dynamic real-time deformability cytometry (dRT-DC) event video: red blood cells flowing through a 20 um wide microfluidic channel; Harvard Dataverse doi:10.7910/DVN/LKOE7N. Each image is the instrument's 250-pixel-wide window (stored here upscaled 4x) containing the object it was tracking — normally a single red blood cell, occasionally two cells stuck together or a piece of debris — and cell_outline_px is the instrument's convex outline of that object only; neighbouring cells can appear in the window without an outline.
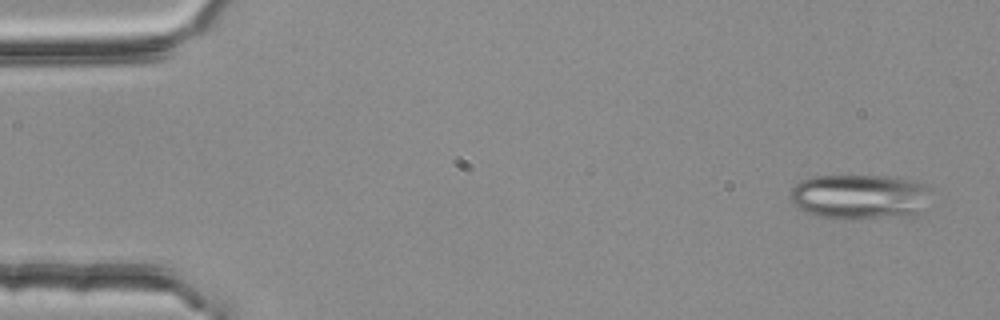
{"species": "common noctule bat (a hibernating species)", "species_latin": "Nyctalus noctula", "temperature_condition": "room temperature", "stored_images_in_passage": 4, "camera_frame_rate_fps": 3000, "um_per_image_px": 0.085, "animal": {"sex": "female", "body_mass_g": 25.1}, "frame": {"image": 1, "passage_image": 1, "time_ms": 0.0, "image_size_px": [1000, 320], "cell_outline_px": [[932, 188], [920, 212], [916, 216], [840, 220], [836, 220], [816, 216], [804, 212], [792, 200], [792, 188], [800, 180], [812, 176], [888, 176], [916, 180], [928, 184]], "centroid_in_image_um": [73.12, 16.73], "position_along_channel_um": 11.9, "area_um2": 37.63}}